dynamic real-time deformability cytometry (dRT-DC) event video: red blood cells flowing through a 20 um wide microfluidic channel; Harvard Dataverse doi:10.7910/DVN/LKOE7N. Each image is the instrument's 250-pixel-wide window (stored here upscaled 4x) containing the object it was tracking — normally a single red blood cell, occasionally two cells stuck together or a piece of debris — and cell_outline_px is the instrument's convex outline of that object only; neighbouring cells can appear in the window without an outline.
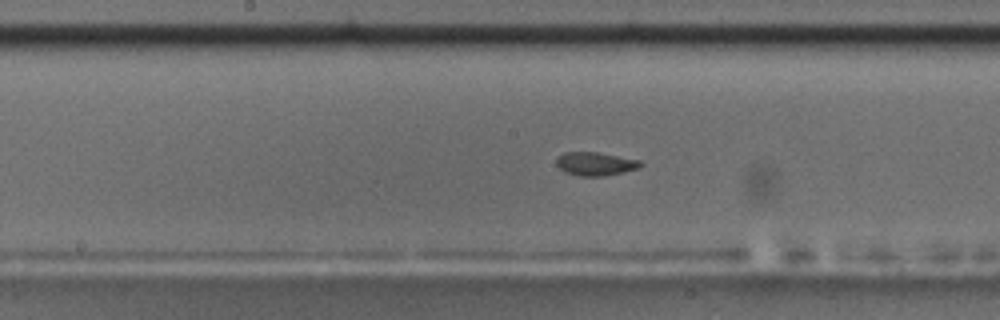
{"species": "common noctule bat (a hibernating species)", "species_latin": "Nyctalus noctula", "temperature_condition": "room temperature", "stored_images_in_passage": 56, "camera_frame_rate_fps": 3000, "um_per_image_px": 0.085, "animal": {"sex": "male", "body_mass_g": 17.5, "forearm_length_mm": 52.3}, "frame": {"image": 1, "passage_image": 29, "time_ms": 9.333, "image_size_px": [1000, 320], "cell_outline_px": [[644, 164], [640, 168], [624, 172], [604, 176], [580, 176], [564, 172], [556, 164], [556, 160], [564, 152], [596, 152], [640, 160]], "centroid_in_image_um": [50.64, 13.93], "position_along_channel_um": 197.6, "area_um2": 11.5}}
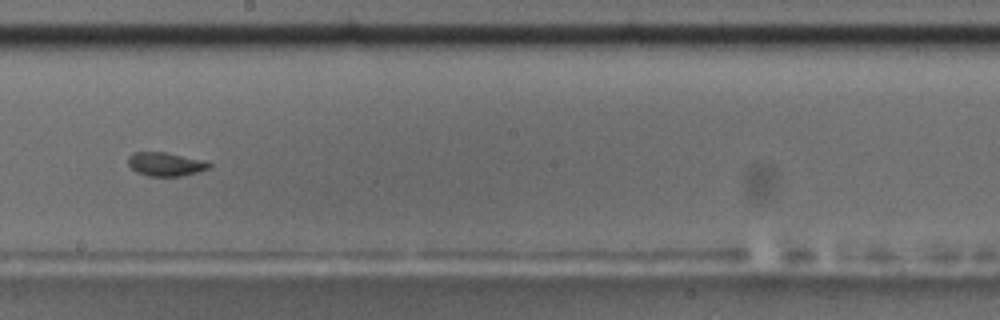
{"frame": {"image": 2, "passage_image": 32, "time_ms": 10.333, "image_size_px": [1000, 320], "cell_outline_px": [[212, 164], [208, 168], [196, 172], [180, 176], [148, 176], [136, 172], [128, 164], [128, 156], [132, 152], [164, 152], [208, 160]], "centroid_in_image_um": [14.08, 13.94], "position_along_channel_um": 234.1, "area_um2": 11.27}}
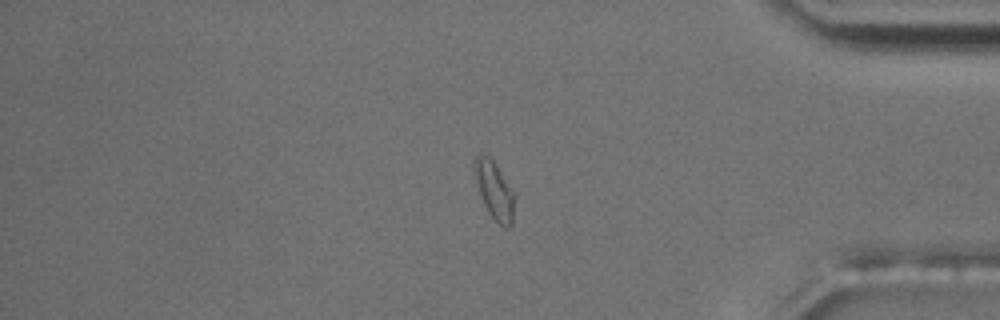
{"frame": {"image": 3, "passage_image": 47, "time_ms": 15.333, "image_size_px": [1000, 320], "cell_outline_px": [[516, 196], [512, 224], [508, 228], [504, 228], [488, 212], [480, 196], [472, 168], [472, 160], [480, 152], [488, 156], [492, 160], [516, 192]], "centroid_in_image_um": [42.03, 16.15], "position_along_channel_um": 393.2, "area_um2": 13.93}}